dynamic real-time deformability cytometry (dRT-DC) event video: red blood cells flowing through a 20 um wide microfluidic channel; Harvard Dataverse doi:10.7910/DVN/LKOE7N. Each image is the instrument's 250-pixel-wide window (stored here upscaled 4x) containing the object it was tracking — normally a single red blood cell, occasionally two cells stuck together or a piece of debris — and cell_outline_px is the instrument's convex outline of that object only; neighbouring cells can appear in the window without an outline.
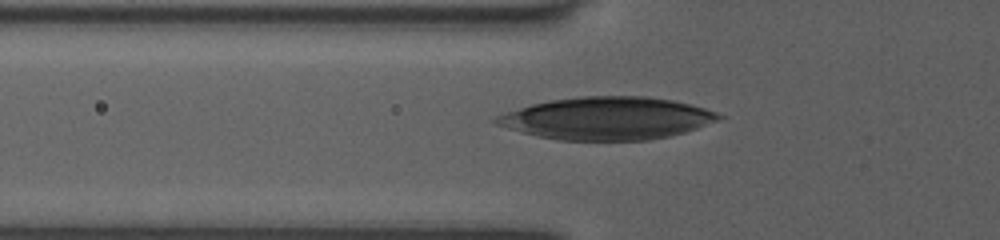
{"species": "human", "species_latin": "Homo sapiens", "temperature_condition": "room temperature", "stored_images_in_passage": 4, "camera_frame_rate_fps": 3000, "um_per_image_px": 0.085, "donor": {"sex": "female"}, "frame": {"image": 1, "passage_image": 3, "time_ms": 1.0, "image_size_px": [1000, 240], "cell_outline_px": [[724, 116], [716, 120], [696, 128], [684, 132], [668, 136], [648, 140], [560, 140], [536, 136], [508, 128], [496, 124], [492, 120], [496, 116], [532, 104], [552, 100], [580, 96], [648, 96], [672, 100], [704, 108], [716, 112]], "centroid_in_image_um": [51.58, 10.05], "position_along_channel_um": 74.2, "area_um2": 54.62}}